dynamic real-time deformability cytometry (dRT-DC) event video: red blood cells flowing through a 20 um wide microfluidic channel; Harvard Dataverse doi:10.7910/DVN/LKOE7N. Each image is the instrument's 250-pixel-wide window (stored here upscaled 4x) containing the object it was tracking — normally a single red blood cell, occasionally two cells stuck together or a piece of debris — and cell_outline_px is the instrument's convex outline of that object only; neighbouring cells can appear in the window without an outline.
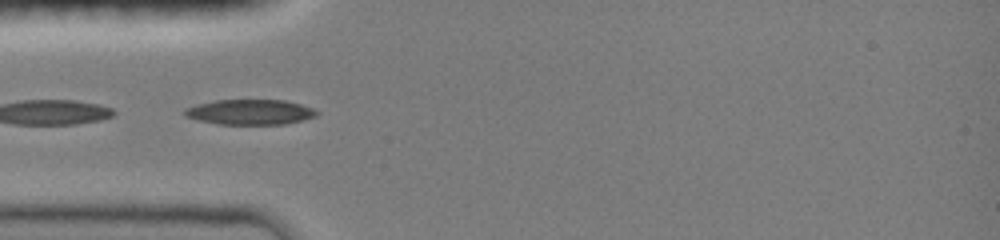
{"species": "common noctule bat (a hibernating species)", "species_latin": "Nyctalus noctula", "temperature_condition": "room temperature", "stored_images_in_passage": 10, "camera_frame_rate_fps": 3000, "um_per_image_px": 0.085, "animal": {"sex": "female", "body_mass_g": 19.0, "forearm_length_mm": 51.5}, "frame": {"image": 1, "passage_image": 2, "time_ms": 0.333, "image_size_px": [1000, 240], "cell_outline_px": [[320, 112], [316, 116], [284, 124], [220, 124], [196, 120], [184, 116], [184, 108], [196, 104], [216, 100], [284, 100], [300, 104], [312, 108]], "centroid_in_image_um": [21.21, 9.52], "position_along_channel_um": 63.8, "area_um2": 19.36}}
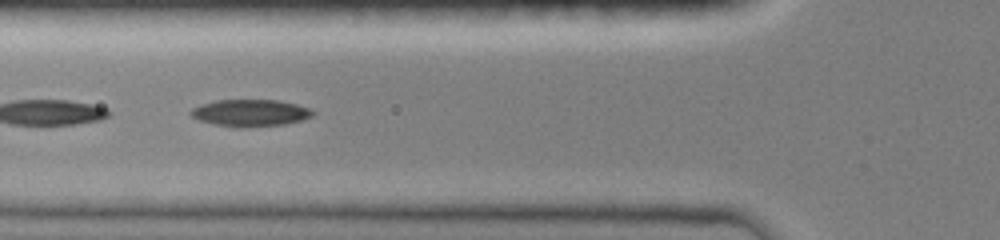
{"frame": {"image": 2, "passage_image": 5, "time_ms": 1.333, "image_size_px": [1000, 240], "cell_outline_px": [[316, 112], [312, 116], [304, 120], [284, 124], [244, 128], [236, 128], [216, 124], [200, 120], [192, 116], [188, 112], [192, 108], [200, 104], [216, 100], [276, 100], [296, 104], [308, 108]], "centroid_in_image_um": [21.28, 9.6], "position_along_channel_um": 104.5, "area_um2": 19.25}}